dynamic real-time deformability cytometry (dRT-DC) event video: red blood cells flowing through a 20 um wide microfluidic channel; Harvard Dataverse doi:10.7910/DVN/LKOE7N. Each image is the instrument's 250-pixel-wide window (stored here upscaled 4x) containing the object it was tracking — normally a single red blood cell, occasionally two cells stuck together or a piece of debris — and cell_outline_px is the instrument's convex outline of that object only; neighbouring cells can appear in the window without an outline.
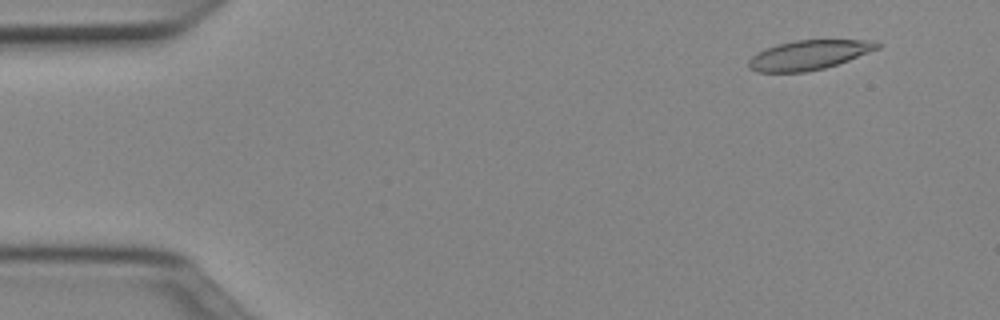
{"species": "Egyptian fruit bat (a non-hibernating species)", "species_latin": "Rousettus aegyptiacus", "temperature_condition": "cold", "stored_images_in_passage": 50, "camera_frame_rate_fps": 3000, "um_per_image_px": 0.085, "animal": {"sex": "female"}, "frame": {"image": 1, "passage_image": 4, "time_ms": 1.0, "image_size_px": [1000, 320], "cell_outline_px": [[884, 44], [880, 48], [848, 60], [824, 68], [804, 72], [756, 72], [748, 68], [748, 60], [756, 52], [780, 44], [796, 40], [872, 40]], "centroid_in_image_um": [68.76, 4.67], "position_along_channel_um": 16.2, "area_um2": 22.02}}
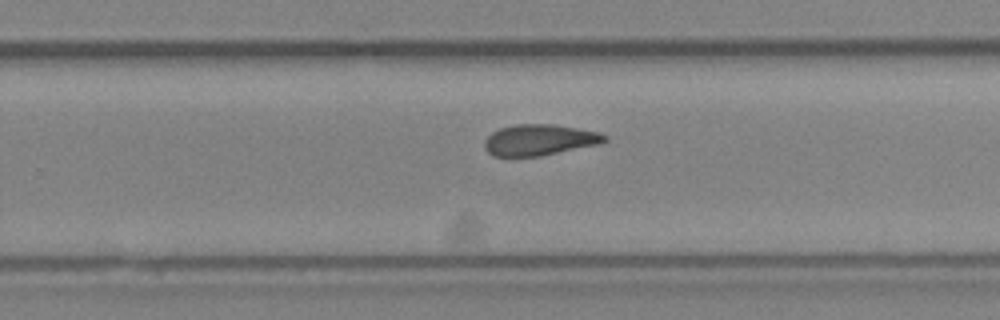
{"frame": {"image": 2, "passage_image": 32, "time_ms": 10.333, "image_size_px": [1000, 320], "cell_outline_px": [[608, 140], [600, 144], [540, 156], [492, 156], [484, 148], [484, 140], [492, 132], [500, 128], [516, 124], [552, 124], [600, 132], [608, 136]], "centroid_in_image_um": [45.86, 11.89], "position_along_channel_um": 283.9, "area_um2": 21.79}}
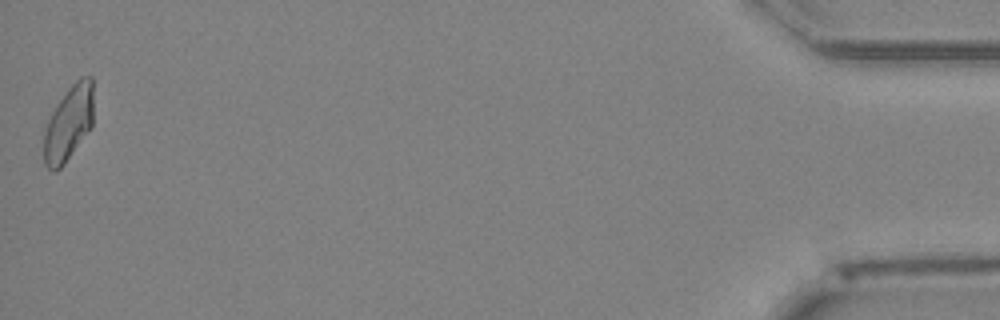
{"frame": {"image": 3, "passage_image": 50, "time_ms": 16.333, "image_size_px": [1000, 320], "cell_outline_px": [[92, 128], [64, 164], [56, 172], [52, 172], [44, 164], [44, 128], [56, 104], [68, 88], [80, 76], [92, 76]], "centroid_in_image_um": [5.82, 10.5], "position_along_channel_um": 429.4, "area_um2": 21.85}, "authors_computed_cell_mechanics": {"area_um2": 22.0796, "velocity_mm_per_s": 3.988, "shape_relaxation_time_tau1_ms": null, "shape_relaxation_time_tau2_ms": 9.0665, "deformation_change_tau1": null, "deformation_change_tau2": 0.1975}}